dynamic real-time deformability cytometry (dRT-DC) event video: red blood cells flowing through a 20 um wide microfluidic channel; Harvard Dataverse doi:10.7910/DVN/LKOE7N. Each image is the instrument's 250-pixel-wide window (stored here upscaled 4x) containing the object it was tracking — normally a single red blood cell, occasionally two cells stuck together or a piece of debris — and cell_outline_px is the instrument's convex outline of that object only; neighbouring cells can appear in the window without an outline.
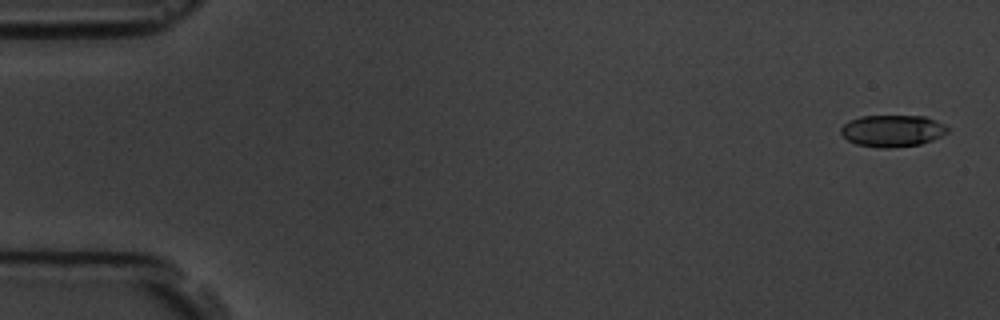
{"species": "common noctule bat (a hibernating species)", "species_latin": "Nyctalus noctula", "temperature_condition": "room temperature", "stored_images_in_passage": 5, "camera_frame_rate_fps": 3000, "um_per_image_px": 0.085, "animal": {"sex": "male", "body_mass_g": 19.5, "forearm_length_mm": 54.6}, "frame": {"image": 1, "passage_image": 1, "time_ms": 0.0, "image_size_px": [1000, 320], "cell_outline_px": [[948, 132], [932, 140], [920, 144], [888, 148], [880, 148], [856, 144], [848, 140], [840, 132], [840, 128], [844, 124], [860, 116], [924, 116], [944, 124], [948, 128]], "centroid_in_image_um": [75.85, 11.12], "position_along_channel_um": 9.2, "area_um2": 19.59}}
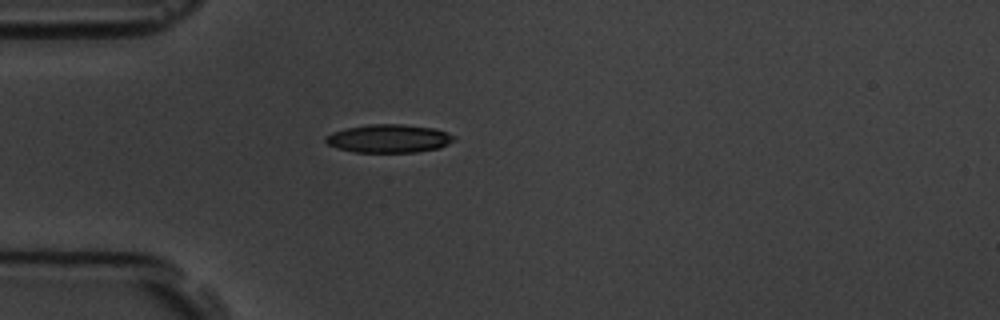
{"frame": {"image": 2, "passage_image": 5, "time_ms": 4.667, "image_size_px": [1000, 320], "cell_outline_px": [[456, 140], [440, 148], [416, 152], [356, 152], [336, 148], [328, 144], [324, 140], [324, 136], [332, 132], [344, 128], [368, 124], [400, 124], [432, 128], [456, 136]], "centroid_in_image_um": [33.02, 11.77], "position_along_channel_um": 52.0, "area_um2": 21.21}}